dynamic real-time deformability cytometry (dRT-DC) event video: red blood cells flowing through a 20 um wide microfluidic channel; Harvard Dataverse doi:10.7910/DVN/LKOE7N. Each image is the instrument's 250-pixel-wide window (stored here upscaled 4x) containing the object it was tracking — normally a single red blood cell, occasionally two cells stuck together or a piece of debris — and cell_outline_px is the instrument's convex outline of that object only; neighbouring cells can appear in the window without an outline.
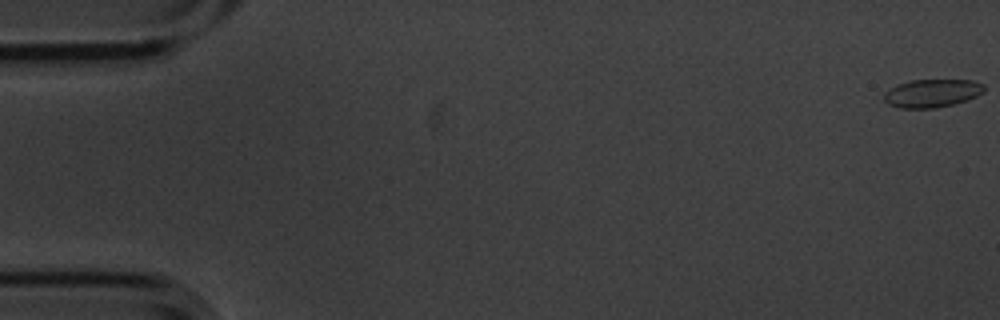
{"species": "common noctule bat (a hibernating species)", "species_latin": "Nyctalus noctula", "temperature_condition": "cold", "stored_images_in_passage": 6, "camera_frame_rate_fps": 3000, "um_per_image_px": 0.085, "animal": {"sex": "male", "body_mass_g": 20.1, "forearm_length_mm": 53.5}, "frame": {"image": 1, "passage_image": 1, "time_ms": 0.0, "image_size_px": [1000, 320], "cell_outline_px": [[984, 92], [976, 96], [952, 104], [936, 108], [900, 108], [888, 104], [884, 100], [884, 92], [896, 84], [912, 80], [972, 80], [984, 84]], "centroid_in_image_um": [79.19, 7.92], "position_along_channel_um": 5.8, "area_um2": 16.36}}
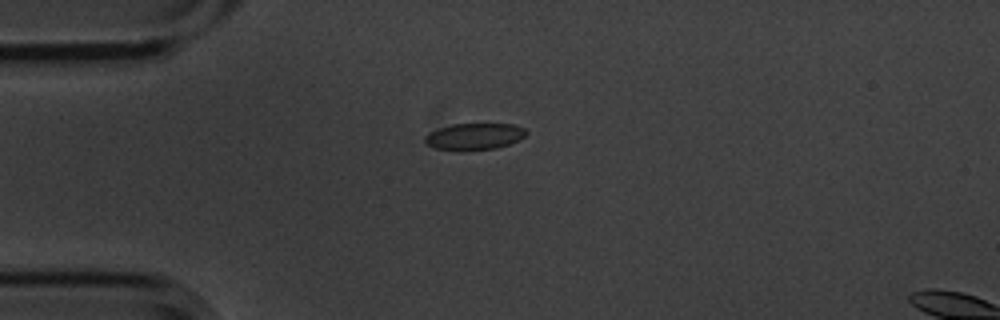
{"frame": {"image": 2, "passage_image": 5, "time_ms": 1.333, "image_size_px": [1000, 320], "cell_outline_px": [[528, 132], [520, 140], [496, 148], [432, 148], [424, 144], [424, 136], [428, 132], [452, 124], [516, 124], [524, 128]], "centroid_in_image_um": [40.32, 11.56], "position_along_channel_um": 44.7, "area_um2": 15.26}}